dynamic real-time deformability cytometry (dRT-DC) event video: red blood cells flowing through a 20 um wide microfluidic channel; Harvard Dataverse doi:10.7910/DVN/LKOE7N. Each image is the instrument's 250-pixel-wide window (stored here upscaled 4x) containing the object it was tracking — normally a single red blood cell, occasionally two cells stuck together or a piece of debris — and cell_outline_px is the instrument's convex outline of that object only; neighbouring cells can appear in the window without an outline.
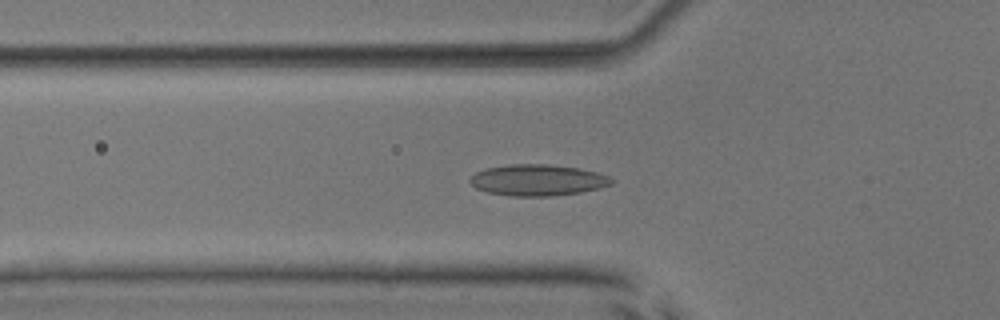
{"species": "common noctule bat (a hibernating species)", "species_latin": "Nyctalus noctula", "temperature_condition": "room temperature", "stored_images_in_passage": 39, "camera_frame_rate_fps": 3000, "um_per_image_px": 0.085, "animal": {"sex": "male", "body_mass_g": 17.9, "forearm_length_mm": 54.2}, "frame": {"image": 1, "passage_image": 6, "time_ms": 1.667, "image_size_px": [1000, 320], "cell_outline_px": [[616, 180], [612, 184], [600, 188], [580, 192], [552, 196], [508, 196], [488, 192], [476, 188], [468, 180], [476, 172], [488, 168], [512, 164], [548, 164], [580, 168], [596, 172], [608, 176]], "centroid_in_image_um": [45.73, 15.31], "position_along_channel_um": 80.1, "area_um2": 25.78}}
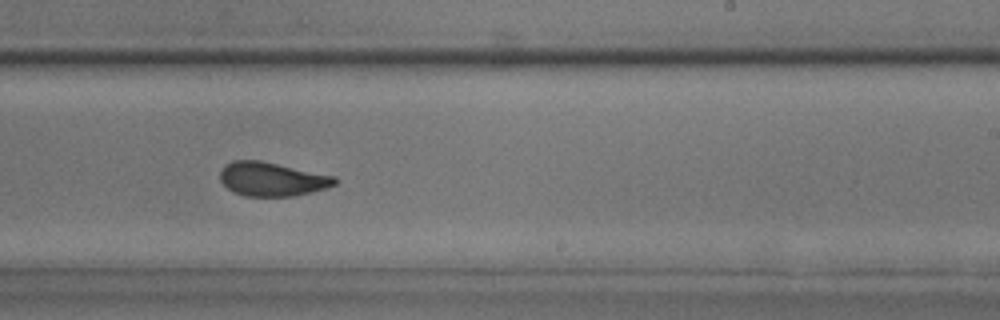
{"frame": {"image": 2, "passage_image": 20, "time_ms": 6.333, "image_size_px": [1000, 320], "cell_outline_px": [[340, 180], [336, 184], [312, 192], [292, 196], [244, 196], [228, 188], [220, 180], [220, 172], [224, 164], [232, 160], [260, 160], [336, 176]], "centroid_in_image_um": [23.13, 15.21], "position_along_channel_um": 265.9, "area_um2": 22.72}}
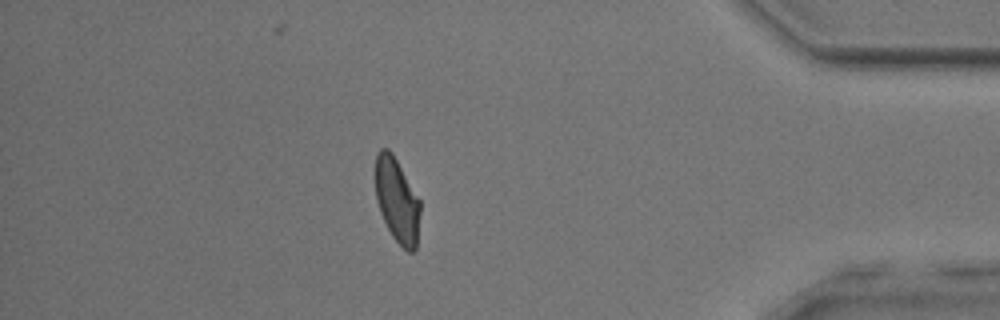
{"frame": {"image": 3, "passage_image": 33, "time_ms": 10.667, "image_size_px": [1000, 320], "cell_outline_px": [[420, 212], [416, 248], [412, 252], [408, 252], [392, 236], [380, 212], [376, 200], [376, 152], [380, 148], [388, 148], [392, 152], [420, 200]], "centroid_in_image_um": [33.75, 17.01], "position_along_channel_um": 401.5, "area_um2": 21.91}, "authors_computed_cell_mechanics": {"area_um2": 22.9466, "velocity_mm_per_s": 3.9875, "shape_relaxation_time_tau1_ms": 7.4387, "shape_relaxation_time_tau2_ms": 1.2224, "deformation_change_tau1": 0.1568, "deformation_change_tau2": 0.0718}}